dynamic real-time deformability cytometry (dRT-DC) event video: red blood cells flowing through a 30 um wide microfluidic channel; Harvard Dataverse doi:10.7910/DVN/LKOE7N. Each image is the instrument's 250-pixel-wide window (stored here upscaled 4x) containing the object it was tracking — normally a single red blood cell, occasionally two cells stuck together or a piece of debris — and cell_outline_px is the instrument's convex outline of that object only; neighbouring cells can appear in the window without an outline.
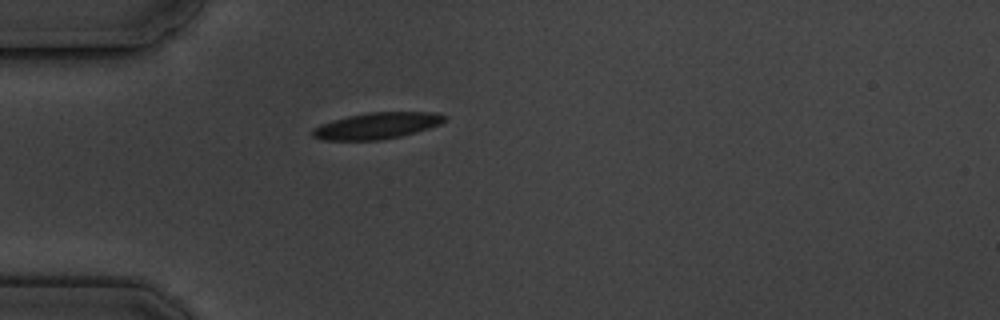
{"species": "common noctule bat (a hibernating species)", "species_latin": "Nyctalus noctula", "temperature_condition": "cold", "stored_images_in_passage": 2, "camera_frame_rate_fps": 3000, "um_per_image_px": 0.085, "animal": {"sex": "male", "body_mass_g": 19.5, "forearm_length_mm": 54.6}, "frame": {"image": 1, "passage_image": 1, "time_ms": 0.0, "image_size_px": [1000, 320], "cell_outline_px": [[448, 116], [440, 124], [416, 132], [400, 136], [380, 140], [324, 140], [312, 136], [312, 128], [320, 124], [332, 120], [348, 116], [368, 112], [436, 112]], "centroid_in_image_um": [32.02, 10.68], "position_along_channel_um": 53.0, "area_um2": 20.29}}